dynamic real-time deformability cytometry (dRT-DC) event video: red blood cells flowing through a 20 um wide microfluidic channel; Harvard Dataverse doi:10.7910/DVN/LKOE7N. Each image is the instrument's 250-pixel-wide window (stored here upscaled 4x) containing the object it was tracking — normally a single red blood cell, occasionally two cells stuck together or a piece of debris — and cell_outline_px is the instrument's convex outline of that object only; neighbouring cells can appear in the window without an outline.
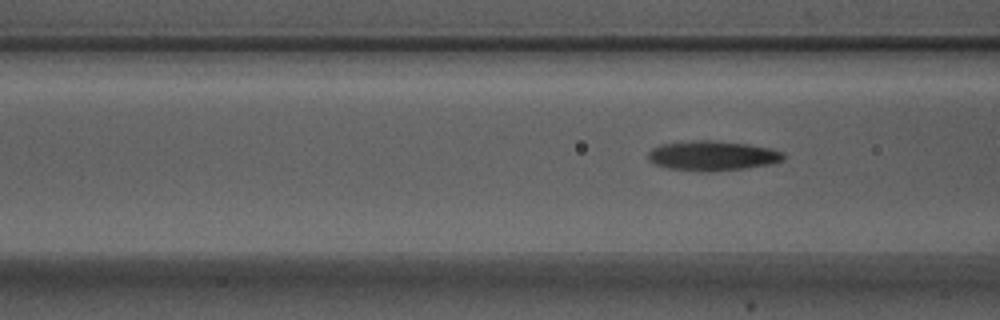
{"species": "Egyptian fruit bat (a non-hibernating species)", "species_latin": "Rousettus aegyptiacus", "temperature_condition": "warm", "stored_images_in_passage": 3, "camera_frame_rate_fps": 3000, "um_per_image_px": 0.085, "animal": {"sex": "male"}, "frame": {"image": 1, "passage_image": 3, "time_ms": 0.667, "image_size_px": [1000, 320], "cell_outline_px": [[784, 160], [772, 164], [744, 168], [712, 172], [700, 172], [668, 168], [656, 164], [648, 160], [648, 152], [652, 148], [660, 144], [696, 140], [712, 140], [748, 144], [772, 148], [784, 152]], "centroid_in_image_um": [60.57, 13.24], "position_along_channel_um": 106.0, "area_um2": 23.76}}